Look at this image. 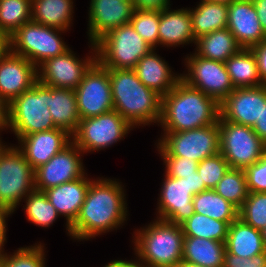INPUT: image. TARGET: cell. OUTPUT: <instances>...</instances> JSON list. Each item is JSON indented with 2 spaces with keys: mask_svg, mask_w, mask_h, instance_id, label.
<instances>
[{
  "mask_svg": "<svg viewBox=\"0 0 266 267\" xmlns=\"http://www.w3.org/2000/svg\"><path fill=\"white\" fill-rule=\"evenodd\" d=\"M127 205L121 180L102 176L94 178L76 220L70 225L71 239L74 242L90 241L121 229L129 219Z\"/></svg>",
  "mask_w": 266,
  "mask_h": 267,
  "instance_id": "1",
  "label": "cell"
},
{
  "mask_svg": "<svg viewBox=\"0 0 266 267\" xmlns=\"http://www.w3.org/2000/svg\"><path fill=\"white\" fill-rule=\"evenodd\" d=\"M219 103L182 79L162 97L161 119L163 132H181L218 123Z\"/></svg>",
  "mask_w": 266,
  "mask_h": 267,
  "instance_id": "2",
  "label": "cell"
},
{
  "mask_svg": "<svg viewBox=\"0 0 266 267\" xmlns=\"http://www.w3.org/2000/svg\"><path fill=\"white\" fill-rule=\"evenodd\" d=\"M114 110L135 129L158 125L162 97L146 87L134 69H108Z\"/></svg>",
  "mask_w": 266,
  "mask_h": 267,
  "instance_id": "3",
  "label": "cell"
},
{
  "mask_svg": "<svg viewBox=\"0 0 266 267\" xmlns=\"http://www.w3.org/2000/svg\"><path fill=\"white\" fill-rule=\"evenodd\" d=\"M132 234L133 252L140 267H176L182 260L184 234L181 225L153 218Z\"/></svg>",
  "mask_w": 266,
  "mask_h": 267,
  "instance_id": "4",
  "label": "cell"
},
{
  "mask_svg": "<svg viewBox=\"0 0 266 267\" xmlns=\"http://www.w3.org/2000/svg\"><path fill=\"white\" fill-rule=\"evenodd\" d=\"M48 103L49 86L37 80L30 89L7 105L4 129L12 132L17 140L36 132L58 128L54 124Z\"/></svg>",
  "mask_w": 266,
  "mask_h": 267,
  "instance_id": "5",
  "label": "cell"
},
{
  "mask_svg": "<svg viewBox=\"0 0 266 267\" xmlns=\"http://www.w3.org/2000/svg\"><path fill=\"white\" fill-rule=\"evenodd\" d=\"M97 61L107 69H134L153 48L131 24L112 29L96 43Z\"/></svg>",
  "mask_w": 266,
  "mask_h": 267,
  "instance_id": "6",
  "label": "cell"
},
{
  "mask_svg": "<svg viewBox=\"0 0 266 267\" xmlns=\"http://www.w3.org/2000/svg\"><path fill=\"white\" fill-rule=\"evenodd\" d=\"M68 31L29 21L10 36V51L28 59L36 67L70 49L62 33Z\"/></svg>",
  "mask_w": 266,
  "mask_h": 267,
  "instance_id": "7",
  "label": "cell"
},
{
  "mask_svg": "<svg viewBox=\"0 0 266 267\" xmlns=\"http://www.w3.org/2000/svg\"><path fill=\"white\" fill-rule=\"evenodd\" d=\"M155 141L160 156L186 157L200 162L220 152L219 124L181 132H162Z\"/></svg>",
  "mask_w": 266,
  "mask_h": 267,
  "instance_id": "8",
  "label": "cell"
},
{
  "mask_svg": "<svg viewBox=\"0 0 266 267\" xmlns=\"http://www.w3.org/2000/svg\"><path fill=\"white\" fill-rule=\"evenodd\" d=\"M34 172L16 144L10 143L0 156V205L13 213L19 209L35 190Z\"/></svg>",
  "mask_w": 266,
  "mask_h": 267,
  "instance_id": "9",
  "label": "cell"
},
{
  "mask_svg": "<svg viewBox=\"0 0 266 267\" xmlns=\"http://www.w3.org/2000/svg\"><path fill=\"white\" fill-rule=\"evenodd\" d=\"M134 129L113 109L96 117L81 119L71 136L72 141L85 155L109 149L124 140Z\"/></svg>",
  "mask_w": 266,
  "mask_h": 267,
  "instance_id": "10",
  "label": "cell"
},
{
  "mask_svg": "<svg viewBox=\"0 0 266 267\" xmlns=\"http://www.w3.org/2000/svg\"><path fill=\"white\" fill-rule=\"evenodd\" d=\"M220 153L230 168L245 169L257 162L266 152V144L252 127L218 118Z\"/></svg>",
  "mask_w": 266,
  "mask_h": 267,
  "instance_id": "11",
  "label": "cell"
},
{
  "mask_svg": "<svg viewBox=\"0 0 266 267\" xmlns=\"http://www.w3.org/2000/svg\"><path fill=\"white\" fill-rule=\"evenodd\" d=\"M183 61L186 70L181 73V79L219 104L235 89L225 62L205 59L194 51L185 55Z\"/></svg>",
  "mask_w": 266,
  "mask_h": 267,
  "instance_id": "12",
  "label": "cell"
},
{
  "mask_svg": "<svg viewBox=\"0 0 266 267\" xmlns=\"http://www.w3.org/2000/svg\"><path fill=\"white\" fill-rule=\"evenodd\" d=\"M88 44L90 50L82 58L70 48L62 55L45 60L37 67V80L50 87L75 90L97 61L95 44Z\"/></svg>",
  "mask_w": 266,
  "mask_h": 267,
  "instance_id": "13",
  "label": "cell"
},
{
  "mask_svg": "<svg viewBox=\"0 0 266 267\" xmlns=\"http://www.w3.org/2000/svg\"><path fill=\"white\" fill-rule=\"evenodd\" d=\"M80 119L112 111L113 98L109 71L96 61L74 90Z\"/></svg>",
  "mask_w": 266,
  "mask_h": 267,
  "instance_id": "14",
  "label": "cell"
},
{
  "mask_svg": "<svg viewBox=\"0 0 266 267\" xmlns=\"http://www.w3.org/2000/svg\"><path fill=\"white\" fill-rule=\"evenodd\" d=\"M82 154V155H81ZM84 153L71 141L47 163L35 169V190H45L81 178L87 171Z\"/></svg>",
  "mask_w": 266,
  "mask_h": 267,
  "instance_id": "15",
  "label": "cell"
},
{
  "mask_svg": "<svg viewBox=\"0 0 266 267\" xmlns=\"http://www.w3.org/2000/svg\"><path fill=\"white\" fill-rule=\"evenodd\" d=\"M157 197L156 218L181 225L194 213L191 190L184 178H176L163 174Z\"/></svg>",
  "mask_w": 266,
  "mask_h": 267,
  "instance_id": "16",
  "label": "cell"
},
{
  "mask_svg": "<svg viewBox=\"0 0 266 267\" xmlns=\"http://www.w3.org/2000/svg\"><path fill=\"white\" fill-rule=\"evenodd\" d=\"M135 8L132 0H90L87 36L95 44L112 29L130 23Z\"/></svg>",
  "mask_w": 266,
  "mask_h": 267,
  "instance_id": "17",
  "label": "cell"
},
{
  "mask_svg": "<svg viewBox=\"0 0 266 267\" xmlns=\"http://www.w3.org/2000/svg\"><path fill=\"white\" fill-rule=\"evenodd\" d=\"M266 105V86L235 88L220 104L223 120L252 127Z\"/></svg>",
  "mask_w": 266,
  "mask_h": 267,
  "instance_id": "18",
  "label": "cell"
},
{
  "mask_svg": "<svg viewBox=\"0 0 266 267\" xmlns=\"http://www.w3.org/2000/svg\"><path fill=\"white\" fill-rule=\"evenodd\" d=\"M37 81V67L25 57L9 51L0 60V98L6 105Z\"/></svg>",
  "mask_w": 266,
  "mask_h": 267,
  "instance_id": "19",
  "label": "cell"
},
{
  "mask_svg": "<svg viewBox=\"0 0 266 267\" xmlns=\"http://www.w3.org/2000/svg\"><path fill=\"white\" fill-rule=\"evenodd\" d=\"M17 141V148L35 170L66 147L72 136L65 129L54 128L20 137Z\"/></svg>",
  "mask_w": 266,
  "mask_h": 267,
  "instance_id": "20",
  "label": "cell"
},
{
  "mask_svg": "<svg viewBox=\"0 0 266 267\" xmlns=\"http://www.w3.org/2000/svg\"><path fill=\"white\" fill-rule=\"evenodd\" d=\"M227 28L242 48H251L266 39L252 0H235L228 5Z\"/></svg>",
  "mask_w": 266,
  "mask_h": 267,
  "instance_id": "21",
  "label": "cell"
},
{
  "mask_svg": "<svg viewBox=\"0 0 266 267\" xmlns=\"http://www.w3.org/2000/svg\"><path fill=\"white\" fill-rule=\"evenodd\" d=\"M85 173L81 178L63 183L44 191L58 214L65 219L67 235L71 238L70 225L76 220L91 181Z\"/></svg>",
  "mask_w": 266,
  "mask_h": 267,
  "instance_id": "22",
  "label": "cell"
},
{
  "mask_svg": "<svg viewBox=\"0 0 266 267\" xmlns=\"http://www.w3.org/2000/svg\"><path fill=\"white\" fill-rule=\"evenodd\" d=\"M157 49L144 55L134 68L138 79L161 97L165 96L181 80V72L173 71L168 61L163 59Z\"/></svg>",
  "mask_w": 266,
  "mask_h": 267,
  "instance_id": "23",
  "label": "cell"
},
{
  "mask_svg": "<svg viewBox=\"0 0 266 267\" xmlns=\"http://www.w3.org/2000/svg\"><path fill=\"white\" fill-rule=\"evenodd\" d=\"M159 47L167 49L184 47L196 43L192 31L189 7L172 9L165 8L160 11L159 22Z\"/></svg>",
  "mask_w": 266,
  "mask_h": 267,
  "instance_id": "24",
  "label": "cell"
},
{
  "mask_svg": "<svg viewBox=\"0 0 266 267\" xmlns=\"http://www.w3.org/2000/svg\"><path fill=\"white\" fill-rule=\"evenodd\" d=\"M74 0H32L31 20L47 27L71 31Z\"/></svg>",
  "mask_w": 266,
  "mask_h": 267,
  "instance_id": "25",
  "label": "cell"
},
{
  "mask_svg": "<svg viewBox=\"0 0 266 267\" xmlns=\"http://www.w3.org/2000/svg\"><path fill=\"white\" fill-rule=\"evenodd\" d=\"M48 106L54 124L72 135L77 130L81 120L75 91L73 89L49 86Z\"/></svg>",
  "mask_w": 266,
  "mask_h": 267,
  "instance_id": "26",
  "label": "cell"
},
{
  "mask_svg": "<svg viewBox=\"0 0 266 267\" xmlns=\"http://www.w3.org/2000/svg\"><path fill=\"white\" fill-rule=\"evenodd\" d=\"M225 248L228 253L243 258L266 251L260 230L246 224L240 218L230 224Z\"/></svg>",
  "mask_w": 266,
  "mask_h": 267,
  "instance_id": "27",
  "label": "cell"
},
{
  "mask_svg": "<svg viewBox=\"0 0 266 267\" xmlns=\"http://www.w3.org/2000/svg\"><path fill=\"white\" fill-rule=\"evenodd\" d=\"M225 252L224 242L185 236L182 260L203 267H223Z\"/></svg>",
  "mask_w": 266,
  "mask_h": 267,
  "instance_id": "28",
  "label": "cell"
},
{
  "mask_svg": "<svg viewBox=\"0 0 266 267\" xmlns=\"http://www.w3.org/2000/svg\"><path fill=\"white\" fill-rule=\"evenodd\" d=\"M195 40L216 30L227 28L228 5L200 0L189 7Z\"/></svg>",
  "mask_w": 266,
  "mask_h": 267,
  "instance_id": "29",
  "label": "cell"
},
{
  "mask_svg": "<svg viewBox=\"0 0 266 267\" xmlns=\"http://www.w3.org/2000/svg\"><path fill=\"white\" fill-rule=\"evenodd\" d=\"M242 46L228 29L213 31L196 39L194 52L205 59L226 62L238 53Z\"/></svg>",
  "mask_w": 266,
  "mask_h": 267,
  "instance_id": "30",
  "label": "cell"
},
{
  "mask_svg": "<svg viewBox=\"0 0 266 267\" xmlns=\"http://www.w3.org/2000/svg\"><path fill=\"white\" fill-rule=\"evenodd\" d=\"M234 88L258 87L263 85L257 59L251 48H242L225 62Z\"/></svg>",
  "mask_w": 266,
  "mask_h": 267,
  "instance_id": "31",
  "label": "cell"
},
{
  "mask_svg": "<svg viewBox=\"0 0 266 267\" xmlns=\"http://www.w3.org/2000/svg\"><path fill=\"white\" fill-rule=\"evenodd\" d=\"M195 213L208 216L215 220L228 223L234 222L238 218V208L214 189H207L193 197Z\"/></svg>",
  "mask_w": 266,
  "mask_h": 267,
  "instance_id": "32",
  "label": "cell"
},
{
  "mask_svg": "<svg viewBox=\"0 0 266 267\" xmlns=\"http://www.w3.org/2000/svg\"><path fill=\"white\" fill-rule=\"evenodd\" d=\"M23 202L25 204L22 209L26 219L42 229L52 227L58 217H61L47 195L42 191L34 190L30 192Z\"/></svg>",
  "mask_w": 266,
  "mask_h": 267,
  "instance_id": "33",
  "label": "cell"
},
{
  "mask_svg": "<svg viewBox=\"0 0 266 267\" xmlns=\"http://www.w3.org/2000/svg\"><path fill=\"white\" fill-rule=\"evenodd\" d=\"M230 223L194 213L181 224L184 236L226 242Z\"/></svg>",
  "mask_w": 266,
  "mask_h": 267,
  "instance_id": "34",
  "label": "cell"
},
{
  "mask_svg": "<svg viewBox=\"0 0 266 267\" xmlns=\"http://www.w3.org/2000/svg\"><path fill=\"white\" fill-rule=\"evenodd\" d=\"M32 0H0V31L11 36L31 21Z\"/></svg>",
  "mask_w": 266,
  "mask_h": 267,
  "instance_id": "35",
  "label": "cell"
},
{
  "mask_svg": "<svg viewBox=\"0 0 266 267\" xmlns=\"http://www.w3.org/2000/svg\"><path fill=\"white\" fill-rule=\"evenodd\" d=\"M214 190L238 209L243 205L250 193L244 170L236 168H229Z\"/></svg>",
  "mask_w": 266,
  "mask_h": 267,
  "instance_id": "36",
  "label": "cell"
},
{
  "mask_svg": "<svg viewBox=\"0 0 266 267\" xmlns=\"http://www.w3.org/2000/svg\"><path fill=\"white\" fill-rule=\"evenodd\" d=\"M45 244L36 242L33 245L24 246L13 250V252L3 251L0 267H46Z\"/></svg>",
  "mask_w": 266,
  "mask_h": 267,
  "instance_id": "37",
  "label": "cell"
},
{
  "mask_svg": "<svg viewBox=\"0 0 266 267\" xmlns=\"http://www.w3.org/2000/svg\"><path fill=\"white\" fill-rule=\"evenodd\" d=\"M160 11L135 9L130 19L131 26L153 48L159 49Z\"/></svg>",
  "mask_w": 266,
  "mask_h": 267,
  "instance_id": "38",
  "label": "cell"
},
{
  "mask_svg": "<svg viewBox=\"0 0 266 267\" xmlns=\"http://www.w3.org/2000/svg\"><path fill=\"white\" fill-rule=\"evenodd\" d=\"M238 218L257 230L266 227V192H250L238 210Z\"/></svg>",
  "mask_w": 266,
  "mask_h": 267,
  "instance_id": "39",
  "label": "cell"
},
{
  "mask_svg": "<svg viewBox=\"0 0 266 267\" xmlns=\"http://www.w3.org/2000/svg\"><path fill=\"white\" fill-rule=\"evenodd\" d=\"M230 166L223 155L219 152L216 155L207 157L199 162L197 172L208 189H214L217 183L229 170Z\"/></svg>",
  "mask_w": 266,
  "mask_h": 267,
  "instance_id": "40",
  "label": "cell"
},
{
  "mask_svg": "<svg viewBox=\"0 0 266 267\" xmlns=\"http://www.w3.org/2000/svg\"><path fill=\"white\" fill-rule=\"evenodd\" d=\"M163 161L164 173L171 177L184 178L197 172L199 162L186 157L160 156Z\"/></svg>",
  "mask_w": 266,
  "mask_h": 267,
  "instance_id": "41",
  "label": "cell"
},
{
  "mask_svg": "<svg viewBox=\"0 0 266 267\" xmlns=\"http://www.w3.org/2000/svg\"><path fill=\"white\" fill-rule=\"evenodd\" d=\"M244 172L249 192H266V152Z\"/></svg>",
  "mask_w": 266,
  "mask_h": 267,
  "instance_id": "42",
  "label": "cell"
},
{
  "mask_svg": "<svg viewBox=\"0 0 266 267\" xmlns=\"http://www.w3.org/2000/svg\"><path fill=\"white\" fill-rule=\"evenodd\" d=\"M223 267H266V251L247 258L239 257L226 251Z\"/></svg>",
  "mask_w": 266,
  "mask_h": 267,
  "instance_id": "43",
  "label": "cell"
},
{
  "mask_svg": "<svg viewBox=\"0 0 266 267\" xmlns=\"http://www.w3.org/2000/svg\"><path fill=\"white\" fill-rule=\"evenodd\" d=\"M254 52L262 84L266 86V39L251 47Z\"/></svg>",
  "mask_w": 266,
  "mask_h": 267,
  "instance_id": "44",
  "label": "cell"
},
{
  "mask_svg": "<svg viewBox=\"0 0 266 267\" xmlns=\"http://www.w3.org/2000/svg\"><path fill=\"white\" fill-rule=\"evenodd\" d=\"M135 9L158 10L171 7V0H132Z\"/></svg>",
  "mask_w": 266,
  "mask_h": 267,
  "instance_id": "45",
  "label": "cell"
},
{
  "mask_svg": "<svg viewBox=\"0 0 266 267\" xmlns=\"http://www.w3.org/2000/svg\"><path fill=\"white\" fill-rule=\"evenodd\" d=\"M14 213L0 205V248L5 251V244L7 243L6 235L8 230V217H11Z\"/></svg>",
  "mask_w": 266,
  "mask_h": 267,
  "instance_id": "46",
  "label": "cell"
},
{
  "mask_svg": "<svg viewBox=\"0 0 266 267\" xmlns=\"http://www.w3.org/2000/svg\"><path fill=\"white\" fill-rule=\"evenodd\" d=\"M184 181L187 182L189 190H191L193 195L199 194L208 188L205 186L203 180H201L198 172H193L192 175L184 176Z\"/></svg>",
  "mask_w": 266,
  "mask_h": 267,
  "instance_id": "47",
  "label": "cell"
},
{
  "mask_svg": "<svg viewBox=\"0 0 266 267\" xmlns=\"http://www.w3.org/2000/svg\"><path fill=\"white\" fill-rule=\"evenodd\" d=\"M253 131L266 144V105H262V113L260 114V118L256 121V124L253 126Z\"/></svg>",
  "mask_w": 266,
  "mask_h": 267,
  "instance_id": "48",
  "label": "cell"
},
{
  "mask_svg": "<svg viewBox=\"0 0 266 267\" xmlns=\"http://www.w3.org/2000/svg\"><path fill=\"white\" fill-rule=\"evenodd\" d=\"M261 23V27L266 34V0H252Z\"/></svg>",
  "mask_w": 266,
  "mask_h": 267,
  "instance_id": "49",
  "label": "cell"
},
{
  "mask_svg": "<svg viewBox=\"0 0 266 267\" xmlns=\"http://www.w3.org/2000/svg\"><path fill=\"white\" fill-rule=\"evenodd\" d=\"M102 267H140V266L138 265L134 257V259L131 258L130 260L115 259L110 262H107V264H105Z\"/></svg>",
  "mask_w": 266,
  "mask_h": 267,
  "instance_id": "50",
  "label": "cell"
},
{
  "mask_svg": "<svg viewBox=\"0 0 266 267\" xmlns=\"http://www.w3.org/2000/svg\"><path fill=\"white\" fill-rule=\"evenodd\" d=\"M10 51V36L0 31V60Z\"/></svg>",
  "mask_w": 266,
  "mask_h": 267,
  "instance_id": "51",
  "label": "cell"
},
{
  "mask_svg": "<svg viewBox=\"0 0 266 267\" xmlns=\"http://www.w3.org/2000/svg\"><path fill=\"white\" fill-rule=\"evenodd\" d=\"M7 117V105L0 98V126H3Z\"/></svg>",
  "mask_w": 266,
  "mask_h": 267,
  "instance_id": "52",
  "label": "cell"
},
{
  "mask_svg": "<svg viewBox=\"0 0 266 267\" xmlns=\"http://www.w3.org/2000/svg\"><path fill=\"white\" fill-rule=\"evenodd\" d=\"M3 131H6L5 129H4V127L3 126H0V135H1V133L3 132ZM5 141L2 139V137L0 136V156H1V154L3 153V151L10 145L9 143L7 144V142H5Z\"/></svg>",
  "mask_w": 266,
  "mask_h": 267,
  "instance_id": "53",
  "label": "cell"
},
{
  "mask_svg": "<svg viewBox=\"0 0 266 267\" xmlns=\"http://www.w3.org/2000/svg\"><path fill=\"white\" fill-rule=\"evenodd\" d=\"M176 267H203V266H199L195 263H191V262H186L184 260H181Z\"/></svg>",
  "mask_w": 266,
  "mask_h": 267,
  "instance_id": "54",
  "label": "cell"
},
{
  "mask_svg": "<svg viewBox=\"0 0 266 267\" xmlns=\"http://www.w3.org/2000/svg\"><path fill=\"white\" fill-rule=\"evenodd\" d=\"M203 1H209L213 3H219V4H225V5H230L232 2L235 0H203Z\"/></svg>",
  "mask_w": 266,
  "mask_h": 267,
  "instance_id": "55",
  "label": "cell"
},
{
  "mask_svg": "<svg viewBox=\"0 0 266 267\" xmlns=\"http://www.w3.org/2000/svg\"><path fill=\"white\" fill-rule=\"evenodd\" d=\"M260 232H261V237L263 239L264 246L266 248V227L262 229Z\"/></svg>",
  "mask_w": 266,
  "mask_h": 267,
  "instance_id": "56",
  "label": "cell"
},
{
  "mask_svg": "<svg viewBox=\"0 0 266 267\" xmlns=\"http://www.w3.org/2000/svg\"><path fill=\"white\" fill-rule=\"evenodd\" d=\"M2 253H3V250L0 248V260H1Z\"/></svg>",
  "mask_w": 266,
  "mask_h": 267,
  "instance_id": "57",
  "label": "cell"
}]
</instances>
